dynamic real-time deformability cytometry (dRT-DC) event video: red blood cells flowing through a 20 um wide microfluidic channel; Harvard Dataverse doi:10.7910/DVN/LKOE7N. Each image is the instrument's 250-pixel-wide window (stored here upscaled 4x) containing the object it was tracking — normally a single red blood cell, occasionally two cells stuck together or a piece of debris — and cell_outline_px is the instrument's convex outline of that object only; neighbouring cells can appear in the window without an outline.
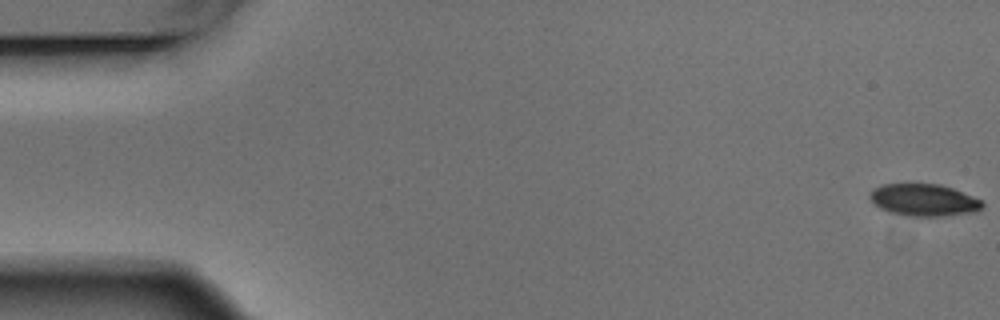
{"species": "Egyptian fruit bat (a non-hibernating species)", "species_latin": "Rousettus aegyptiacus", "temperature_condition": "warm", "stored_images_in_passage": 7, "camera_frame_rate_fps": 3000, "um_per_image_px": 0.085, "animal": {"sex": "male"}, "frame": {"image": 1, "passage_image": 1, "time_ms": 0.0, "image_size_px": [1000, 320], "cell_outline_px": [[984, 204], [980, 208], [972, 212], [936, 216], [908, 216], [888, 212], [880, 208], [868, 196], [876, 188], [884, 184], [940, 184], [952, 188], [972, 196], [980, 200]], "centroid_in_image_um": [78.5, 17.0], "position_along_channel_um": 6.5, "area_um2": 20.58}}
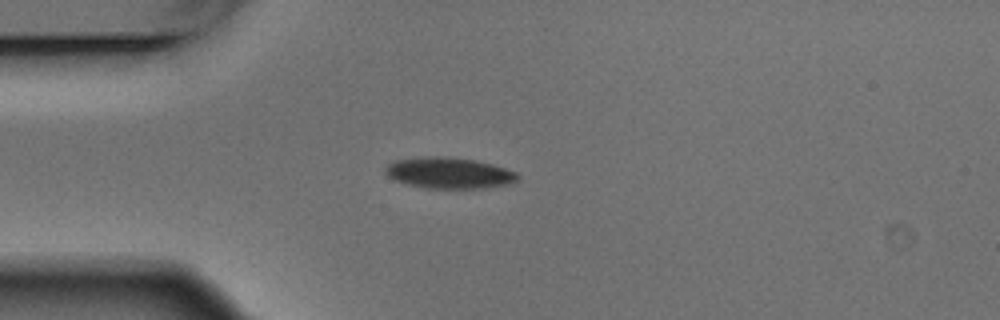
{"frame": {"image": 2, "passage_image": 5, "time_ms": 1.333, "image_size_px": [1000, 320], "cell_outline_px": [[520, 176], [516, 180], [508, 184], [484, 188], [428, 188], [408, 184], [396, 180], [388, 176], [384, 172], [384, 168], [388, 164], [396, 160], [416, 156], [448, 156], [476, 160], [492, 164], [516, 172]], "centroid_in_image_um": [38.15, 14.68], "position_along_channel_um": 46.9, "area_um2": 24.04}}
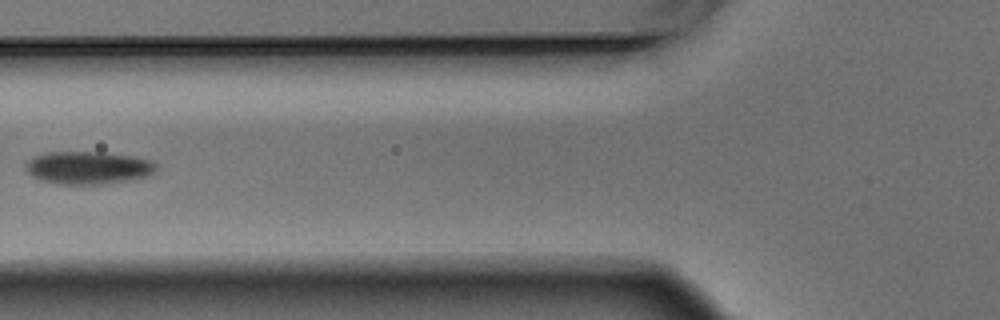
{"frame": {"image": 3, "passage_image": 7, "time_ms": 2.0, "image_size_px": [1000, 320], "cell_outline_px": [[156, 168], [148, 176], [128, 180], [104, 184], [56, 184], [40, 180], [32, 176], [24, 168], [24, 164], [32, 156], [48, 152], [100, 152], [132, 156], [148, 160], [156, 164]], "centroid_in_image_um": [7.42, 14.26], "position_along_channel_um": 118.4, "area_um2": 24.91}}